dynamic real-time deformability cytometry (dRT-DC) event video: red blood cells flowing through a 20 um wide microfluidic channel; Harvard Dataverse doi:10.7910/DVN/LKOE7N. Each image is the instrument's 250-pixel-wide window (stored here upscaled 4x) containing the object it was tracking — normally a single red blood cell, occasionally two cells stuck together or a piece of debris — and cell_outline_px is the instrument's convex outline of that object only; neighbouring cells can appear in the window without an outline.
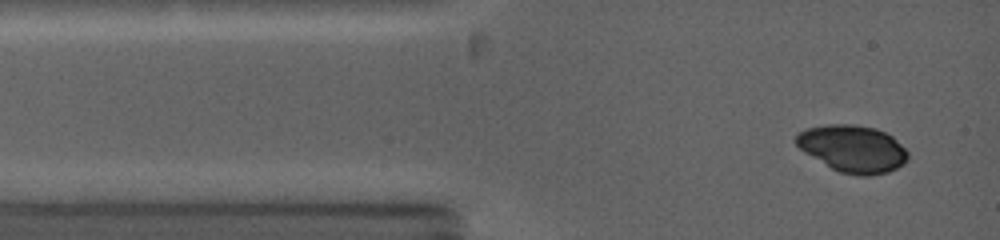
{"species": "common noctule bat (a hibernating species)", "species_latin": "Nyctalus noctula", "temperature_condition": "warm", "stored_images_in_passage": 9, "camera_frame_rate_fps": 5000, "um_per_image_px": 0.085, "animal": {"sex": "female", "body_mass_g": 19.0, "forearm_length_mm": 53.3}, "frame": {"image": 1, "passage_image": 2, "time_ms": 0.4, "image_size_px": [1000, 240], "cell_outline_px": [[908, 160], [904, 164], [888, 172], [868, 176], [860, 176], [840, 172], [832, 168], [804, 152], [796, 144], [796, 136], [800, 132], [808, 128], [828, 124], [852, 124], [876, 128], [892, 136], [908, 152]], "centroid_in_image_um": [72.5, 12.64], "position_along_channel_um": 12.5, "area_um2": 30.46}}